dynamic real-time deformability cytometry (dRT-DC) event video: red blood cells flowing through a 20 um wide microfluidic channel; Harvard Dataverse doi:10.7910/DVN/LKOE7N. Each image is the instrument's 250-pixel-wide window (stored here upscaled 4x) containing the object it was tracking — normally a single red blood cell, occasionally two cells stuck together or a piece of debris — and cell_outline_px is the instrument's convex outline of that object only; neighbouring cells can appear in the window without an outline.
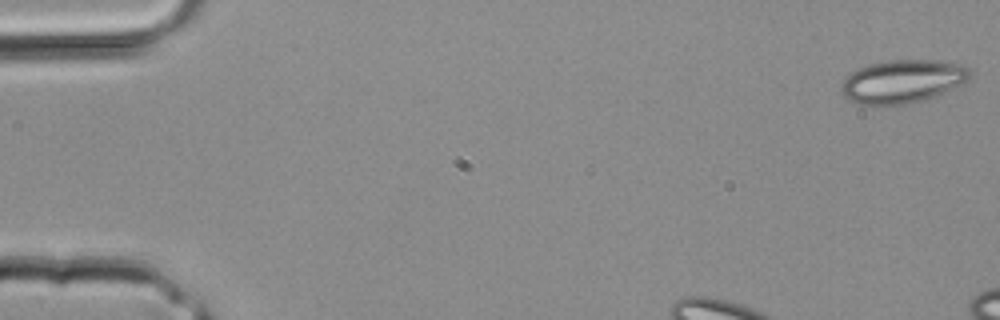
{"species": "common noctule bat (a hibernating species)", "species_latin": "Nyctalus noctula", "temperature_condition": "room temperature", "stored_images_in_passage": 4, "camera_frame_rate_fps": 3000, "um_per_image_px": 0.085, "animal": {"sex": "male", "body_mass_g": 20.4}, "frame": {"image": 1, "passage_image": 1, "time_ms": 0.0, "image_size_px": [1000, 320], "cell_outline_px": [[972, 76], [968, 80], [936, 96], [924, 100], [908, 104], [856, 104], [848, 100], [840, 92], [840, 84], [856, 68], [868, 64], [888, 60], [936, 60], [964, 64], [972, 72]], "centroid_in_image_um": [76.71, 6.91], "position_along_channel_um": 8.3, "area_um2": 32.66}}